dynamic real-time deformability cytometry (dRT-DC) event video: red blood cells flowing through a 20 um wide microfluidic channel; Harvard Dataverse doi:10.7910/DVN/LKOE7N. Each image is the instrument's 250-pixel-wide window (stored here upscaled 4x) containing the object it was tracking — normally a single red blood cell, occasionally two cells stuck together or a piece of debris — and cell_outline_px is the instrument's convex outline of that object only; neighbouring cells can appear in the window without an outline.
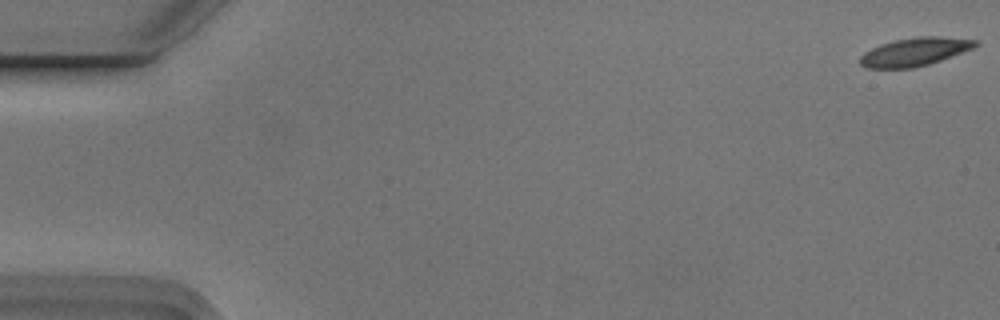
{"species": "Egyptian fruit bat (a non-hibernating species)", "species_latin": "Rousettus aegyptiacus", "temperature_condition": "cold", "stored_images_in_passage": 5, "camera_frame_rate_fps": 3000, "um_per_image_px": 0.085, "animal": {"sex": "male"}, "frame": {"image": 1, "passage_image": 1, "time_ms": 0.0, "image_size_px": [1000, 320], "cell_outline_px": [[980, 44], [976, 48], [928, 64], [912, 68], [868, 68], [860, 64], [860, 56], [864, 52], [880, 44], [896, 40], [920, 36], [940, 36], [980, 40]], "centroid_in_image_um": [77.81, 4.39], "position_along_channel_um": 7.2, "area_um2": 19.07}}
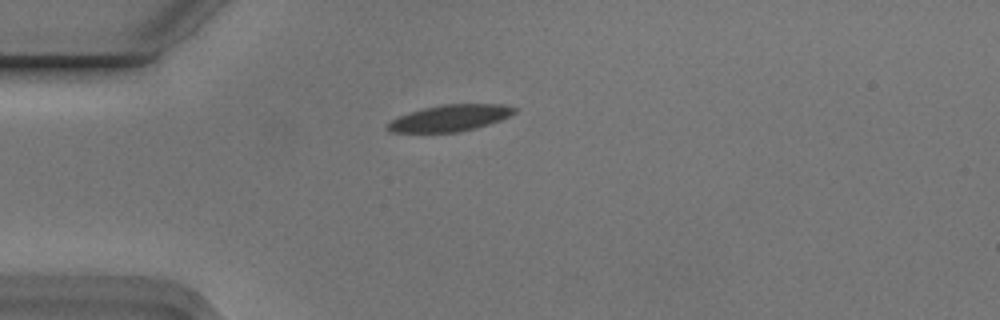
{"frame": {"image": 2, "passage_image": 5, "time_ms": 1.333, "image_size_px": [1000, 320], "cell_outline_px": [[516, 112], [500, 120], [476, 128], [460, 132], [392, 132], [384, 128], [392, 120], [408, 112], [424, 108], [444, 104], [504, 104], [516, 108]], "centroid_in_image_um": [38.25, 10.03], "position_along_channel_um": 46.7, "area_um2": 19.42}}